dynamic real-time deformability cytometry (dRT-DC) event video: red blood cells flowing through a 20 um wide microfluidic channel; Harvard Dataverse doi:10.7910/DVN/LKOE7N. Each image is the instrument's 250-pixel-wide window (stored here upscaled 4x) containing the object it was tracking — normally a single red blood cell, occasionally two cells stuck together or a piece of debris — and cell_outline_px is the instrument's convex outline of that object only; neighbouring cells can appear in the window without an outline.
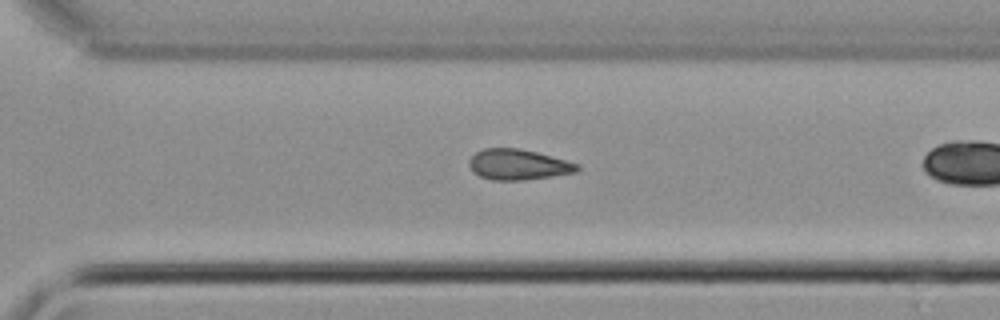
{"species": "common noctule bat (a hibernating species)", "species_latin": "Nyctalus noctula", "temperature_condition": "cold", "stored_images_in_passage": 27, "camera_frame_rate_fps": 3000, "um_per_image_px": 0.085, "animal": {"sex": "male", "body_mass_g": 21.5, "forearm_length_mm": 52.0}, "frame": {"image": 1, "passage_image": 23, "time_ms": 7.333, "image_size_px": [1000, 320], "cell_outline_px": [[580, 168], [576, 172], [552, 176], [524, 180], [492, 180], [480, 176], [472, 172], [468, 164], [468, 160], [476, 152], [484, 148], [516, 148], [536, 152], [580, 164]], "centroid_in_image_um": [44.02, 13.99], "position_along_channel_um": 326.6, "area_um2": 19.25}}